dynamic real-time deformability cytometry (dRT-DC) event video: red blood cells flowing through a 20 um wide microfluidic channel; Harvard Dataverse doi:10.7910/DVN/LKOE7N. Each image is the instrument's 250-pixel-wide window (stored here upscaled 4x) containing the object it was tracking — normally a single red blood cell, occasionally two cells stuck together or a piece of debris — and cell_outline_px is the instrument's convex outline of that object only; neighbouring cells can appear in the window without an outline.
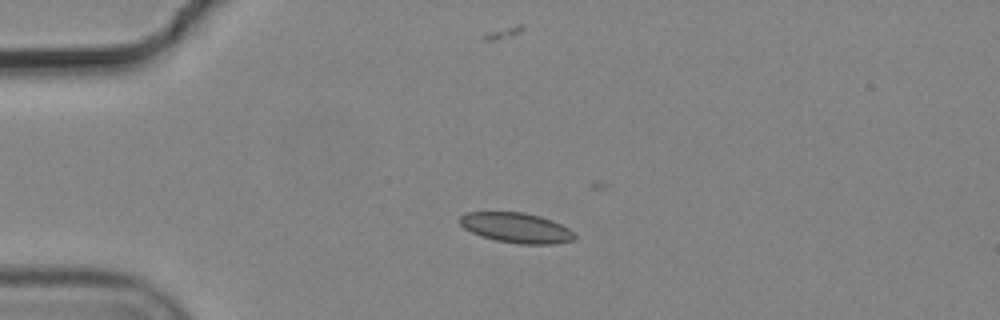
{"species": "common noctule bat (a hibernating species)", "species_latin": "Nyctalus noctula", "temperature_condition": "cold", "stored_images_in_passage": 3, "camera_frame_rate_fps": 3000, "um_per_image_px": 0.085, "animal": {"sex": "male", "body_mass_g": 19.2, "forearm_length_mm": 51.8}, "frame": {"image": 1, "passage_image": 2, "time_ms": 0.333, "image_size_px": [1000, 320], "cell_outline_px": [[576, 236], [572, 240], [552, 244], [520, 244], [496, 240], [472, 232], [464, 228], [460, 224], [460, 216], [464, 212], [524, 212], [540, 216], [552, 220], [568, 228]], "centroid_in_image_um": [43.87, 19.35], "position_along_channel_um": 41.1, "area_um2": 19.94}}